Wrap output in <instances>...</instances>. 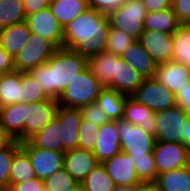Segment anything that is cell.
<instances>
[{
    "label": "cell",
    "instance_id": "6da1fadb",
    "mask_svg": "<svg viewBox=\"0 0 190 191\" xmlns=\"http://www.w3.org/2000/svg\"><path fill=\"white\" fill-rule=\"evenodd\" d=\"M87 67V58L60 47L42 65L28 73L40 85L48 98L58 100L76 75Z\"/></svg>",
    "mask_w": 190,
    "mask_h": 191
},
{
    "label": "cell",
    "instance_id": "7a4b0ae2",
    "mask_svg": "<svg viewBox=\"0 0 190 191\" xmlns=\"http://www.w3.org/2000/svg\"><path fill=\"white\" fill-rule=\"evenodd\" d=\"M108 31L107 15L88 8L63 28V47L88 59L105 51Z\"/></svg>",
    "mask_w": 190,
    "mask_h": 191
},
{
    "label": "cell",
    "instance_id": "3957f363",
    "mask_svg": "<svg viewBox=\"0 0 190 191\" xmlns=\"http://www.w3.org/2000/svg\"><path fill=\"white\" fill-rule=\"evenodd\" d=\"M104 87L93 76L89 67L79 72L58 99L64 107L81 108L94 103Z\"/></svg>",
    "mask_w": 190,
    "mask_h": 191
},
{
    "label": "cell",
    "instance_id": "277c9868",
    "mask_svg": "<svg viewBox=\"0 0 190 191\" xmlns=\"http://www.w3.org/2000/svg\"><path fill=\"white\" fill-rule=\"evenodd\" d=\"M117 133L121 151L130 159L148 158V153L153 152L156 142L154 134L145 132L139 125L117 120Z\"/></svg>",
    "mask_w": 190,
    "mask_h": 191
},
{
    "label": "cell",
    "instance_id": "5b68a950",
    "mask_svg": "<svg viewBox=\"0 0 190 191\" xmlns=\"http://www.w3.org/2000/svg\"><path fill=\"white\" fill-rule=\"evenodd\" d=\"M146 9L142 0H125L123 5L107 15L109 27L116 28L136 40L144 32Z\"/></svg>",
    "mask_w": 190,
    "mask_h": 191
},
{
    "label": "cell",
    "instance_id": "8992f818",
    "mask_svg": "<svg viewBox=\"0 0 190 191\" xmlns=\"http://www.w3.org/2000/svg\"><path fill=\"white\" fill-rule=\"evenodd\" d=\"M57 49L52 42L31 33L28 41L14 57L15 71L29 72L45 64Z\"/></svg>",
    "mask_w": 190,
    "mask_h": 191
},
{
    "label": "cell",
    "instance_id": "52a82bcc",
    "mask_svg": "<svg viewBox=\"0 0 190 191\" xmlns=\"http://www.w3.org/2000/svg\"><path fill=\"white\" fill-rule=\"evenodd\" d=\"M131 97L154 113L176 105L175 95L155 78H144Z\"/></svg>",
    "mask_w": 190,
    "mask_h": 191
},
{
    "label": "cell",
    "instance_id": "ba28073f",
    "mask_svg": "<svg viewBox=\"0 0 190 191\" xmlns=\"http://www.w3.org/2000/svg\"><path fill=\"white\" fill-rule=\"evenodd\" d=\"M187 116L188 114L177 105L155 112L156 141L182 143Z\"/></svg>",
    "mask_w": 190,
    "mask_h": 191
},
{
    "label": "cell",
    "instance_id": "9c48e42d",
    "mask_svg": "<svg viewBox=\"0 0 190 191\" xmlns=\"http://www.w3.org/2000/svg\"><path fill=\"white\" fill-rule=\"evenodd\" d=\"M152 153L157 175L190 165L189 148L182 143L156 141Z\"/></svg>",
    "mask_w": 190,
    "mask_h": 191
},
{
    "label": "cell",
    "instance_id": "30bf717a",
    "mask_svg": "<svg viewBox=\"0 0 190 191\" xmlns=\"http://www.w3.org/2000/svg\"><path fill=\"white\" fill-rule=\"evenodd\" d=\"M20 148L29 156L38 179L45 180L63 168L64 152L37 148L29 140L20 142Z\"/></svg>",
    "mask_w": 190,
    "mask_h": 191
},
{
    "label": "cell",
    "instance_id": "8fae6325",
    "mask_svg": "<svg viewBox=\"0 0 190 191\" xmlns=\"http://www.w3.org/2000/svg\"><path fill=\"white\" fill-rule=\"evenodd\" d=\"M25 21L31 33L47 39L57 48L63 47V28L49 7L29 14Z\"/></svg>",
    "mask_w": 190,
    "mask_h": 191
},
{
    "label": "cell",
    "instance_id": "7c38bea8",
    "mask_svg": "<svg viewBox=\"0 0 190 191\" xmlns=\"http://www.w3.org/2000/svg\"><path fill=\"white\" fill-rule=\"evenodd\" d=\"M58 105V100L51 98L26 104L24 141L42 130L55 117Z\"/></svg>",
    "mask_w": 190,
    "mask_h": 191
},
{
    "label": "cell",
    "instance_id": "4fadbf2b",
    "mask_svg": "<svg viewBox=\"0 0 190 191\" xmlns=\"http://www.w3.org/2000/svg\"><path fill=\"white\" fill-rule=\"evenodd\" d=\"M138 41L157 65L172 61V34L159 31L144 30Z\"/></svg>",
    "mask_w": 190,
    "mask_h": 191
},
{
    "label": "cell",
    "instance_id": "5bb4252c",
    "mask_svg": "<svg viewBox=\"0 0 190 191\" xmlns=\"http://www.w3.org/2000/svg\"><path fill=\"white\" fill-rule=\"evenodd\" d=\"M102 165L116 186H131L140 183L134 163L129 155L122 151L102 162Z\"/></svg>",
    "mask_w": 190,
    "mask_h": 191
},
{
    "label": "cell",
    "instance_id": "9a60e30c",
    "mask_svg": "<svg viewBox=\"0 0 190 191\" xmlns=\"http://www.w3.org/2000/svg\"><path fill=\"white\" fill-rule=\"evenodd\" d=\"M174 95L190 83V67L175 61L158 64L154 77Z\"/></svg>",
    "mask_w": 190,
    "mask_h": 191
},
{
    "label": "cell",
    "instance_id": "2e32d148",
    "mask_svg": "<svg viewBox=\"0 0 190 191\" xmlns=\"http://www.w3.org/2000/svg\"><path fill=\"white\" fill-rule=\"evenodd\" d=\"M121 151L117 133V120H109L99 127L93 154L98 163L110 159Z\"/></svg>",
    "mask_w": 190,
    "mask_h": 191
},
{
    "label": "cell",
    "instance_id": "e0dca14e",
    "mask_svg": "<svg viewBox=\"0 0 190 191\" xmlns=\"http://www.w3.org/2000/svg\"><path fill=\"white\" fill-rule=\"evenodd\" d=\"M56 116L61 122V142L63 152L78 148V130L81 121L79 108H70L58 105Z\"/></svg>",
    "mask_w": 190,
    "mask_h": 191
},
{
    "label": "cell",
    "instance_id": "ac0fdd59",
    "mask_svg": "<svg viewBox=\"0 0 190 191\" xmlns=\"http://www.w3.org/2000/svg\"><path fill=\"white\" fill-rule=\"evenodd\" d=\"M97 163L92 151L75 148L64 152L63 167L79 184Z\"/></svg>",
    "mask_w": 190,
    "mask_h": 191
},
{
    "label": "cell",
    "instance_id": "d6986e66",
    "mask_svg": "<svg viewBox=\"0 0 190 191\" xmlns=\"http://www.w3.org/2000/svg\"><path fill=\"white\" fill-rule=\"evenodd\" d=\"M26 103H15L0 107L1 128L14 140L24 141Z\"/></svg>",
    "mask_w": 190,
    "mask_h": 191
},
{
    "label": "cell",
    "instance_id": "ffe728a7",
    "mask_svg": "<svg viewBox=\"0 0 190 191\" xmlns=\"http://www.w3.org/2000/svg\"><path fill=\"white\" fill-rule=\"evenodd\" d=\"M115 63L116 55L103 51L87 59L93 76L103 87L115 90Z\"/></svg>",
    "mask_w": 190,
    "mask_h": 191
},
{
    "label": "cell",
    "instance_id": "44dd1931",
    "mask_svg": "<svg viewBox=\"0 0 190 191\" xmlns=\"http://www.w3.org/2000/svg\"><path fill=\"white\" fill-rule=\"evenodd\" d=\"M122 119L133 125H139L147 133L155 134V113L131 96L126 97Z\"/></svg>",
    "mask_w": 190,
    "mask_h": 191
},
{
    "label": "cell",
    "instance_id": "7402d4cb",
    "mask_svg": "<svg viewBox=\"0 0 190 191\" xmlns=\"http://www.w3.org/2000/svg\"><path fill=\"white\" fill-rule=\"evenodd\" d=\"M124 61L136 70L143 78H153L157 64L147 54L138 40L131 44L121 56Z\"/></svg>",
    "mask_w": 190,
    "mask_h": 191
},
{
    "label": "cell",
    "instance_id": "603a6c76",
    "mask_svg": "<svg viewBox=\"0 0 190 191\" xmlns=\"http://www.w3.org/2000/svg\"><path fill=\"white\" fill-rule=\"evenodd\" d=\"M31 34L26 21L0 29V47L13 58L23 48Z\"/></svg>",
    "mask_w": 190,
    "mask_h": 191
},
{
    "label": "cell",
    "instance_id": "cb8c5ba5",
    "mask_svg": "<svg viewBox=\"0 0 190 191\" xmlns=\"http://www.w3.org/2000/svg\"><path fill=\"white\" fill-rule=\"evenodd\" d=\"M61 130L60 119L55 115L42 130L36 132L28 140L37 148L63 152V145L60 139Z\"/></svg>",
    "mask_w": 190,
    "mask_h": 191
},
{
    "label": "cell",
    "instance_id": "d4e9b609",
    "mask_svg": "<svg viewBox=\"0 0 190 191\" xmlns=\"http://www.w3.org/2000/svg\"><path fill=\"white\" fill-rule=\"evenodd\" d=\"M144 78L132 67H130L122 57L116 55L115 63V90L131 96L140 86Z\"/></svg>",
    "mask_w": 190,
    "mask_h": 191
},
{
    "label": "cell",
    "instance_id": "484cf974",
    "mask_svg": "<svg viewBox=\"0 0 190 191\" xmlns=\"http://www.w3.org/2000/svg\"><path fill=\"white\" fill-rule=\"evenodd\" d=\"M49 8L64 28L68 23L88 9L87 0H50Z\"/></svg>",
    "mask_w": 190,
    "mask_h": 191
},
{
    "label": "cell",
    "instance_id": "4316f807",
    "mask_svg": "<svg viewBox=\"0 0 190 191\" xmlns=\"http://www.w3.org/2000/svg\"><path fill=\"white\" fill-rule=\"evenodd\" d=\"M126 97L127 95L125 94L104 87L95 102L110 120H121L123 118Z\"/></svg>",
    "mask_w": 190,
    "mask_h": 191
},
{
    "label": "cell",
    "instance_id": "83f0119b",
    "mask_svg": "<svg viewBox=\"0 0 190 191\" xmlns=\"http://www.w3.org/2000/svg\"><path fill=\"white\" fill-rule=\"evenodd\" d=\"M180 25L172 7L159 12H147L143 21L144 30L169 34H173Z\"/></svg>",
    "mask_w": 190,
    "mask_h": 191
},
{
    "label": "cell",
    "instance_id": "f1b7e54d",
    "mask_svg": "<svg viewBox=\"0 0 190 191\" xmlns=\"http://www.w3.org/2000/svg\"><path fill=\"white\" fill-rule=\"evenodd\" d=\"M21 72L4 73L0 79V107L23 103Z\"/></svg>",
    "mask_w": 190,
    "mask_h": 191
},
{
    "label": "cell",
    "instance_id": "f546056e",
    "mask_svg": "<svg viewBox=\"0 0 190 191\" xmlns=\"http://www.w3.org/2000/svg\"><path fill=\"white\" fill-rule=\"evenodd\" d=\"M155 183L164 191H190V165L158 174Z\"/></svg>",
    "mask_w": 190,
    "mask_h": 191
},
{
    "label": "cell",
    "instance_id": "4dcf8cb0",
    "mask_svg": "<svg viewBox=\"0 0 190 191\" xmlns=\"http://www.w3.org/2000/svg\"><path fill=\"white\" fill-rule=\"evenodd\" d=\"M172 61L190 67V24H181L172 34Z\"/></svg>",
    "mask_w": 190,
    "mask_h": 191
},
{
    "label": "cell",
    "instance_id": "1f68e13d",
    "mask_svg": "<svg viewBox=\"0 0 190 191\" xmlns=\"http://www.w3.org/2000/svg\"><path fill=\"white\" fill-rule=\"evenodd\" d=\"M29 156L20 148L14 155L9 172V186L35 178Z\"/></svg>",
    "mask_w": 190,
    "mask_h": 191
},
{
    "label": "cell",
    "instance_id": "d6a6232c",
    "mask_svg": "<svg viewBox=\"0 0 190 191\" xmlns=\"http://www.w3.org/2000/svg\"><path fill=\"white\" fill-rule=\"evenodd\" d=\"M80 184L85 191H113L116 186L102 163H97Z\"/></svg>",
    "mask_w": 190,
    "mask_h": 191
},
{
    "label": "cell",
    "instance_id": "836d02e7",
    "mask_svg": "<svg viewBox=\"0 0 190 191\" xmlns=\"http://www.w3.org/2000/svg\"><path fill=\"white\" fill-rule=\"evenodd\" d=\"M25 20L22 0H0V29Z\"/></svg>",
    "mask_w": 190,
    "mask_h": 191
},
{
    "label": "cell",
    "instance_id": "e575fe53",
    "mask_svg": "<svg viewBox=\"0 0 190 191\" xmlns=\"http://www.w3.org/2000/svg\"><path fill=\"white\" fill-rule=\"evenodd\" d=\"M135 41V38L123 31L109 27L105 51L121 57L124 51Z\"/></svg>",
    "mask_w": 190,
    "mask_h": 191
},
{
    "label": "cell",
    "instance_id": "d590c367",
    "mask_svg": "<svg viewBox=\"0 0 190 191\" xmlns=\"http://www.w3.org/2000/svg\"><path fill=\"white\" fill-rule=\"evenodd\" d=\"M21 92L23 103L31 104L48 99L40 85L30 76L28 72H21Z\"/></svg>",
    "mask_w": 190,
    "mask_h": 191
},
{
    "label": "cell",
    "instance_id": "8d00e7d4",
    "mask_svg": "<svg viewBox=\"0 0 190 191\" xmlns=\"http://www.w3.org/2000/svg\"><path fill=\"white\" fill-rule=\"evenodd\" d=\"M77 182L64 167L55 171L51 176L44 180V186L48 191H69L75 188Z\"/></svg>",
    "mask_w": 190,
    "mask_h": 191
},
{
    "label": "cell",
    "instance_id": "74e56055",
    "mask_svg": "<svg viewBox=\"0 0 190 191\" xmlns=\"http://www.w3.org/2000/svg\"><path fill=\"white\" fill-rule=\"evenodd\" d=\"M99 127L90 121L81 119L78 130V149L93 152L96 147Z\"/></svg>",
    "mask_w": 190,
    "mask_h": 191
},
{
    "label": "cell",
    "instance_id": "f35d334b",
    "mask_svg": "<svg viewBox=\"0 0 190 191\" xmlns=\"http://www.w3.org/2000/svg\"><path fill=\"white\" fill-rule=\"evenodd\" d=\"M140 182H155L157 170L153 153H148V158L131 159Z\"/></svg>",
    "mask_w": 190,
    "mask_h": 191
},
{
    "label": "cell",
    "instance_id": "ab89813d",
    "mask_svg": "<svg viewBox=\"0 0 190 191\" xmlns=\"http://www.w3.org/2000/svg\"><path fill=\"white\" fill-rule=\"evenodd\" d=\"M20 149V142L14 140L8 147L0 151V185L9 186V172L13 155Z\"/></svg>",
    "mask_w": 190,
    "mask_h": 191
},
{
    "label": "cell",
    "instance_id": "60d3db41",
    "mask_svg": "<svg viewBox=\"0 0 190 191\" xmlns=\"http://www.w3.org/2000/svg\"><path fill=\"white\" fill-rule=\"evenodd\" d=\"M81 118L83 120L90 121L97 126H101L107 123L110 119L106 116V113L97 105L96 102L87 104L79 108Z\"/></svg>",
    "mask_w": 190,
    "mask_h": 191
},
{
    "label": "cell",
    "instance_id": "b9f144b4",
    "mask_svg": "<svg viewBox=\"0 0 190 191\" xmlns=\"http://www.w3.org/2000/svg\"><path fill=\"white\" fill-rule=\"evenodd\" d=\"M125 0H87L88 8L98 10L104 15L115 11L123 5Z\"/></svg>",
    "mask_w": 190,
    "mask_h": 191
},
{
    "label": "cell",
    "instance_id": "7bdbcfd3",
    "mask_svg": "<svg viewBox=\"0 0 190 191\" xmlns=\"http://www.w3.org/2000/svg\"><path fill=\"white\" fill-rule=\"evenodd\" d=\"M171 7L181 24L190 23V0H175Z\"/></svg>",
    "mask_w": 190,
    "mask_h": 191
},
{
    "label": "cell",
    "instance_id": "ee69618b",
    "mask_svg": "<svg viewBox=\"0 0 190 191\" xmlns=\"http://www.w3.org/2000/svg\"><path fill=\"white\" fill-rule=\"evenodd\" d=\"M9 187L11 191H42L45 188L44 180L37 177L22 183L11 184Z\"/></svg>",
    "mask_w": 190,
    "mask_h": 191
},
{
    "label": "cell",
    "instance_id": "f6af8a7d",
    "mask_svg": "<svg viewBox=\"0 0 190 191\" xmlns=\"http://www.w3.org/2000/svg\"><path fill=\"white\" fill-rule=\"evenodd\" d=\"M176 105L187 114H190V83L175 95Z\"/></svg>",
    "mask_w": 190,
    "mask_h": 191
},
{
    "label": "cell",
    "instance_id": "bcb514c9",
    "mask_svg": "<svg viewBox=\"0 0 190 191\" xmlns=\"http://www.w3.org/2000/svg\"><path fill=\"white\" fill-rule=\"evenodd\" d=\"M25 15L38 12L49 7L50 0H22Z\"/></svg>",
    "mask_w": 190,
    "mask_h": 191
},
{
    "label": "cell",
    "instance_id": "7dc6e473",
    "mask_svg": "<svg viewBox=\"0 0 190 191\" xmlns=\"http://www.w3.org/2000/svg\"><path fill=\"white\" fill-rule=\"evenodd\" d=\"M148 13L159 12L171 8L168 0H142Z\"/></svg>",
    "mask_w": 190,
    "mask_h": 191
},
{
    "label": "cell",
    "instance_id": "c3c4849f",
    "mask_svg": "<svg viewBox=\"0 0 190 191\" xmlns=\"http://www.w3.org/2000/svg\"><path fill=\"white\" fill-rule=\"evenodd\" d=\"M0 71L10 73L15 71L14 58L0 47Z\"/></svg>",
    "mask_w": 190,
    "mask_h": 191
},
{
    "label": "cell",
    "instance_id": "681fc988",
    "mask_svg": "<svg viewBox=\"0 0 190 191\" xmlns=\"http://www.w3.org/2000/svg\"><path fill=\"white\" fill-rule=\"evenodd\" d=\"M182 144L190 149V114H188L184 126V134H182Z\"/></svg>",
    "mask_w": 190,
    "mask_h": 191
},
{
    "label": "cell",
    "instance_id": "f907efd6",
    "mask_svg": "<svg viewBox=\"0 0 190 191\" xmlns=\"http://www.w3.org/2000/svg\"><path fill=\"white\" fill-rule=\"evenodd\" d=\"M135 191H159L155 182H140L135 186Z\"/></svg>",
    "mask_w": 190,
    "mask_h": 191
},
{
    "label": "cell",
    "instance_id": "816d5d0a",
    "mask_svg": "<svg viewBox=\"0 0 190 191\" xmlns=\"http://www.w3.org/2000/svg\"><path fill=\"white\" fill-rule=\"evenodd\" d=\"M14 141L2 128H0V151L8 147Z\"/></svg>",
    "mask_w": 190,
    "mask_h": 191
},
{
    "label": "cell",
    "instance_id": "f5cc1de1",
    "mask_svg": "<svg viewBox=\"0 0 190 191\" xmlns=\"http://www.w3.org/2000/svg\"><path fill=\"white\" fill-rule=\"evenodd\" d=\"M135 186L136 185H131V186H115L113 191H135Z\"/></svg>",
    "mask_w": 190,
    "mask_h": 191
},
{
    "label": "cell",
    "instance_id": "db71d44e",
    "mask_svg": "<svg viewBox=\"0 0 190 191\" xmlns=\"http://www.w3.org/2000/svg\"><path fill=\"white\" fill-rule=\"evenodd\" d=\"M69 191H85L81 184H78L75 188Z\"/></svg>",
    "mask_w": 190,
    "mask_h": 191
},
{
    "label": "cell",
    "instance_id": "11a10c76",
    "mask_svg": "<svg viewBox=\"0 0 190 191\" xmlns=\"http://www.w3.org/2000/svg\"><path fill=\"white\" fill-rule=\"evenodd\" d=\"M0 191H10V187L9 186H1L0 185Z\"/></svg>",
    "mask_w": 190,
    "mask_h": 191
},
{
    "label": "cell",
    "instance_id": "9f6ffc18",
    "mask_svg": "<svg viewBox=\"0 0 190 191\" xmlns=\"http://www.w3.org/2000/svg\"><path fill=\"white\" fill-rule=\"evenodd\" d=\"M168 1L170 2L171 5L175 2V0H168Z\"/></svg>",
    "mask_w": 190,
    "mask_h": 191
},
{
    "label": "cell",
    "instance_id": "6f0895ef",
    "mask_svg": "<svg viewBox=\"0 0 190 191\" xmlns=\"http://www.w3.org/2000/svg\"><path fill=\"white\" fill-rule=\"evenodd\" d=\"M3 74H4V73H3L2 71H0V79H1V77H2Z\"/></svg>",
    "mask_w": 190,
    "mask_h": 191
}]
</instances>
